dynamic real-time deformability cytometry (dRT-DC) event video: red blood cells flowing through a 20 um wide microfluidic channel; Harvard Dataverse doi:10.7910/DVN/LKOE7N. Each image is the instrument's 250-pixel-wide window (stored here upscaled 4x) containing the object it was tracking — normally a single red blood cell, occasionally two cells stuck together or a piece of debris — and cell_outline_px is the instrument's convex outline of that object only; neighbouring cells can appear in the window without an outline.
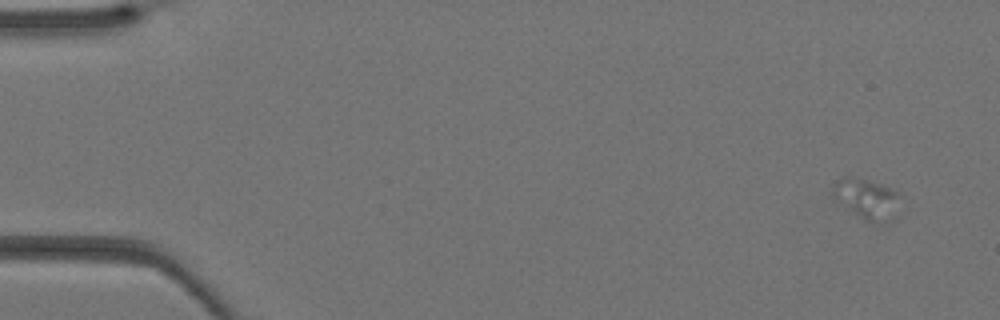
{"species": "Egyptian fruit bat (a non-hibernating species)", "species_latin": "Rousettus aegyptiacus", "temperature_condition": "warm", "stored_images_in_passage": 21, "camera_frame_rate_fps": 3000, "um_per_image_px": 0.085, "animal": {"sex": "female"}, "frame": {"image": 1, "passage_image": 1, "time_ms": 0.0, "image_size_px": [1000, 320], "cell_outline_px": [[896, 196], [868, 220], [864, 220], [832, 200], [832, 184], [836, 180], [844, 176], [856, 176], [892, 188], [896, 192]], "centroid_in_image_um": [73.22, 16.64], "position_along_channel_um": 11.8, "area_um2": 13.35}}
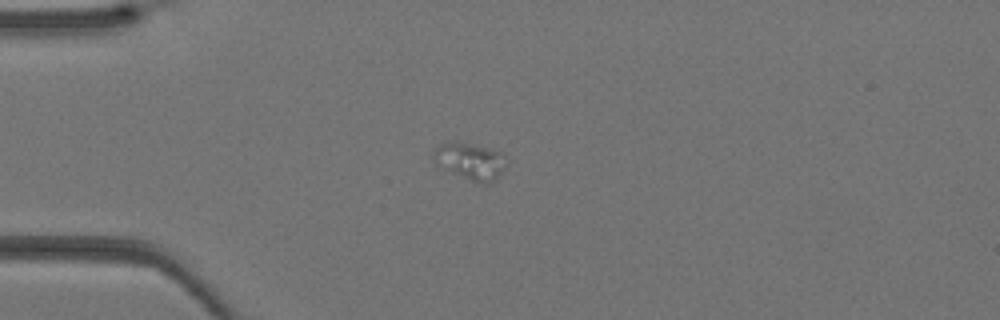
{"frame": {"image": 2, "passage_image": 10, "time_ms": 3.0, "image_size_px": [1000, 320], "cell_outline_px": [[508, 160], [496, 180], [488, 184], [484, 184], [472, 180], [452, 172], [436, 164], [432, 160], [432, 152], [440, 144], [448, 140], [456, 140], [488, 148], [500, 152]], "centroid_in_image_um": [39.94, 13.66], "position_along_channel_um": 45.1, "area_um2": 15.72}}
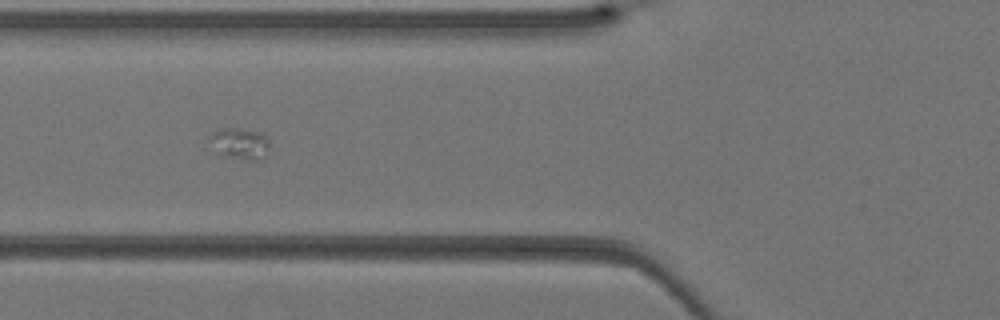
{"frame": {"image": 3, "passage_image": 15, "time_ms": 4.667, "image_size_px": [1000, 320], "cell_outline_px": [[268, 144], [264, 156], [260, 160], [248, 160], [212, 152], [208, 140], [208, 136], [212, 132], [220, 128], [240, 128], [264, 132], [268, 140]], "centroid_in_image_um": [20.31, 12.17], "position_along_channel_um": 105.5, "area_um2": 11.21}}